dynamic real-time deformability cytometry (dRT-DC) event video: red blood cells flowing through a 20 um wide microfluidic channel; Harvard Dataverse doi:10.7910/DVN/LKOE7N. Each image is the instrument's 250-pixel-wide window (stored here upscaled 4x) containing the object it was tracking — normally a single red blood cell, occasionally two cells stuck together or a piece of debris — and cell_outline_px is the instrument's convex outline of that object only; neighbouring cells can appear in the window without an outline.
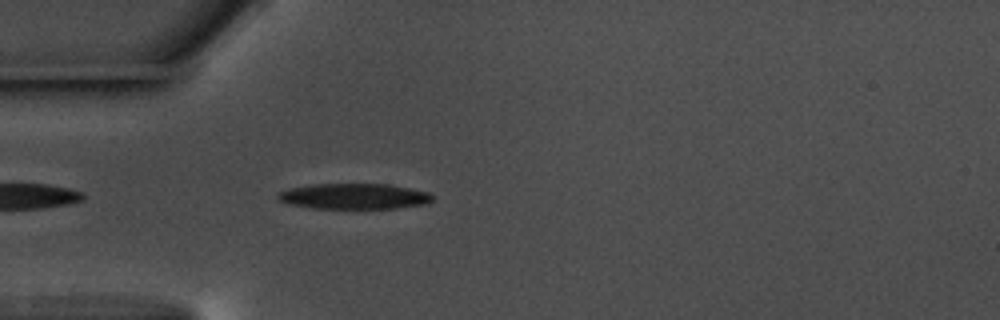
{"species": "common noctule bat (a hibernating species)", "species_latin": "Nyctalus noctula", "temperature_condition": "warm", "stored_images_in_passage": 43, "camera_frame_rate_fps": 3000, "um_per_image_px": 0.085, "animal": {"sex": "male", "body_mass_g": 17.5, "forearm_length_mm": 52.3}, "frame": {"image": 1, "passage_image": 3, "time_ms": 0.667, "image_size_px": [1000, 320], "cell_outline_px": [[432, 200], [428, 204], [396, 208], [312, 208], [292, 204], [280, 200], [276, 196], [280, 192], [292, 188], [312, 184], [388, 184], [428, 192], [432, 196]], "centroid_in_image_um": [30.14, 16.68], "position_along_channel_um": 54.9, "area_um2": 22.77}}
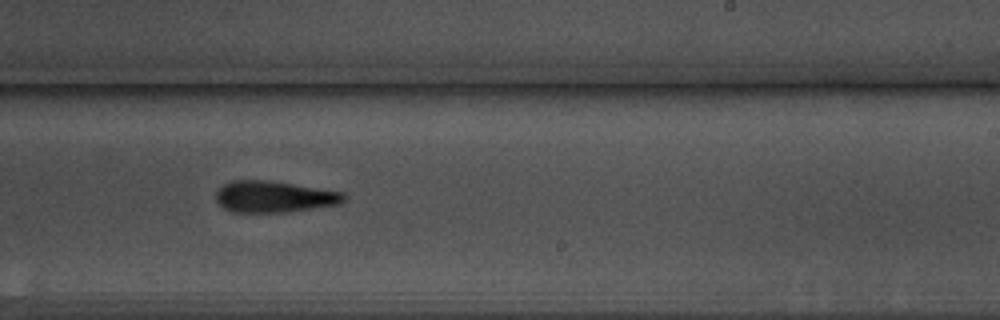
{"frame": {"image": 2, "passage_image": 21, "time_ms": 6.667, "image_size_px": [1000, 320], "cell_outline_px": [[348, 196], [340, 204], [284, 212], [228, 212], [216, 200], [216, 192], [224, 184], [232, 180], [268, 180], [344, 192]], "centroid_in_image_um": [23.29, 16.72], "position_along_channel_um": 265.7, "area_um2": 23.41}}
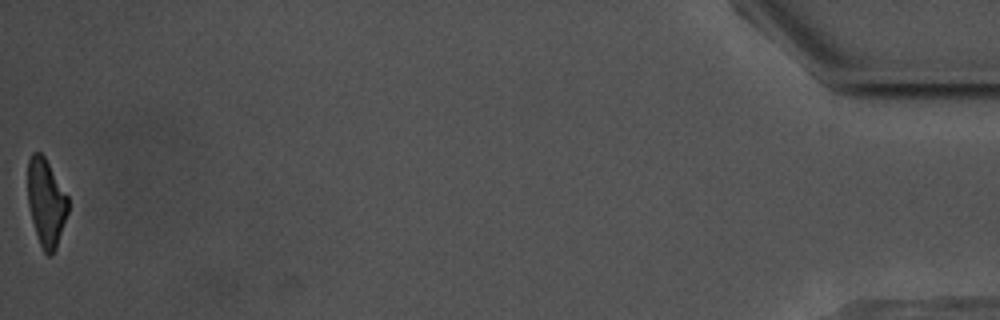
{"frame": {"image": 3, "passage_image": 43, "time_ms": 14.0, "image_size_px": [1000, 320], "cell_outline_px": [[68, 212], [56, 248], [52, 256], [48, 256], [44, 252], [40, 244], [32, 220], [28, 204], [28, 160], [32, 152], [40, 152], [44, 156], [68, 196]], "centroid_in_image_um": [3.92, 17.21], "position_along_channel_um": 431.3, "area_um2": 20.4}, "authors_computed_cell_mechanics": {"area_um2": 23.409, "velocity_mm_per_s": 3.6331, "shape_relaxation_time_tau1_ms": 3.7327, "shape_relaxation_time_tau2_ms": null, "deformation_change_tau1": 0.1623, "deformation_change_tau2": null}}